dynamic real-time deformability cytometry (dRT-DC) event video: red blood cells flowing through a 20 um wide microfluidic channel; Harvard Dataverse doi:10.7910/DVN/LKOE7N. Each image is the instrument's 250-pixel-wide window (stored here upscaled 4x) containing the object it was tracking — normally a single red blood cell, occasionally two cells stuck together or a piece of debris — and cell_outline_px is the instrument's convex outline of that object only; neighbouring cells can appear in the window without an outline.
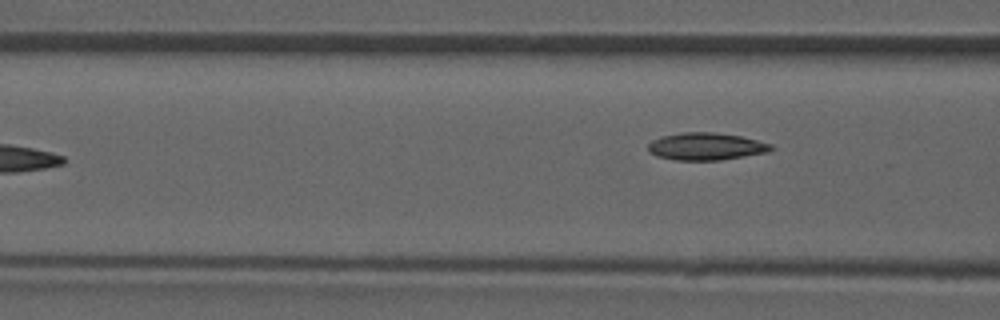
{"species": "common noctule bat (a hibernating species)", "species_latin": "Nyctalus noctula", "temperature_condition": "room temperature", "stored_images_in_passage": 7, "camera_frame_rate_fps": 3000, "um_per_image_px": 0.085, "animal": {"sex": "male", "forearm_length_mm": 52.5}, "frame": {"image": 1, "passage_image": 7, "time_ms": 7.0, "image_size_px": [1000, 320], "cell_outline_px": [[776, 148], [768, 152], [720, 160], [676, 160], [656, 156], [648, 152], [648, 144], [652, 140], [660, 136], [684, 132], [712, 132], [740, 136], [772, 144]], "centroid_in_image_um": [60.0, 12.45], "position_along_channel_um": 106.6, "area_um2": 19.65}}